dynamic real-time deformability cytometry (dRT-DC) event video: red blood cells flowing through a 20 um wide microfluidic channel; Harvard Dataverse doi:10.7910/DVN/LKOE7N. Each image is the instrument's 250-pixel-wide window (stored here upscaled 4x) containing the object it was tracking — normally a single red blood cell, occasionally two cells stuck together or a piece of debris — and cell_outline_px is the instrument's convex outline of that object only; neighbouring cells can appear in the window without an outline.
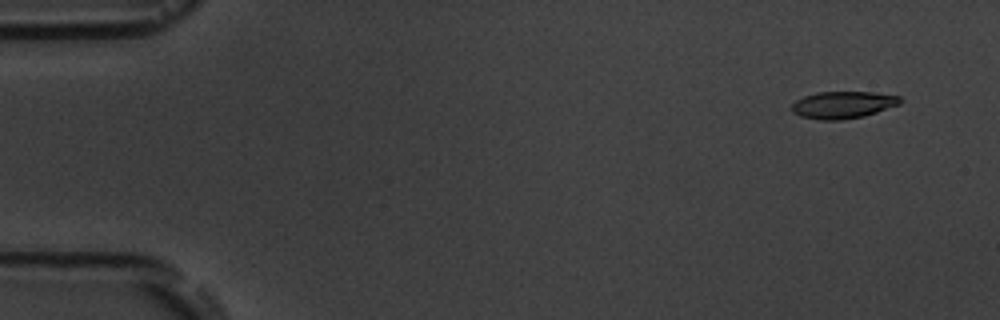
{"species": "common noctule bat (a hibernating species)", "species_latin": "Nyctalus noctula", "temperature_condition": "room temperature", "stored_images_in_passage": 5, "camera_frame_rate_fps": 3000, "um_per_image_px": 0.085, "animal": {"sex": "male", "body_mass_g": 19.5, "forearm_length_mm": 54.6}, "frame": {"image": 1, "passage_image": 1, "time_ms": 0.0, "image_size_px": [1000, 320], "cell_outline_px": [[904, 100], [900, 104], [864, 116], [840, 120], [820, 120], [800, 116], [792, 112], [792, 104], [796, 100], [804, 96], [816, 92], [872, 92], [900, 96]], "centroid_in_image_um": [71.65, 8.91], "position_along_channel_um": 13.3, "area_um2": 17.17}}
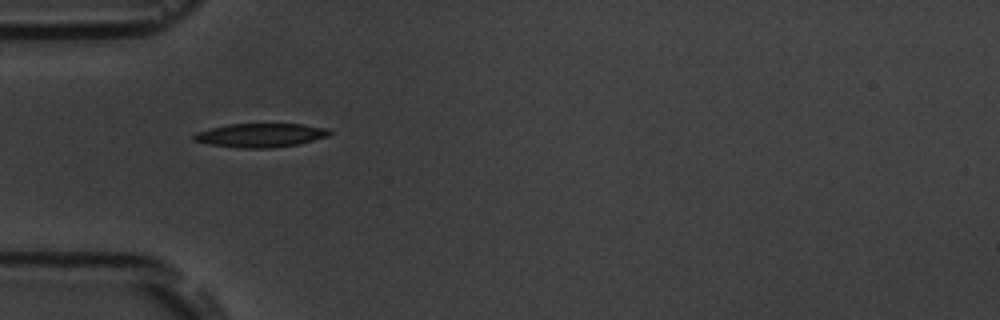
{"frame": {"image": 2, "passage_image": 5, "time_ms": 4.667, "image_size_px": [1000, 320], "cell_outline_px": [[332, 132], [328, 136], [296, 144], [272, 148], [240, 148], [208, 144], [192, 140], [192, 136], [196, 132], [228, 124], [304, 124], [328, 128]], "centroid_in_image_um": [22.13, 11.49], "position_along_channel_um": 62.9, "area_um2": 18.79}}